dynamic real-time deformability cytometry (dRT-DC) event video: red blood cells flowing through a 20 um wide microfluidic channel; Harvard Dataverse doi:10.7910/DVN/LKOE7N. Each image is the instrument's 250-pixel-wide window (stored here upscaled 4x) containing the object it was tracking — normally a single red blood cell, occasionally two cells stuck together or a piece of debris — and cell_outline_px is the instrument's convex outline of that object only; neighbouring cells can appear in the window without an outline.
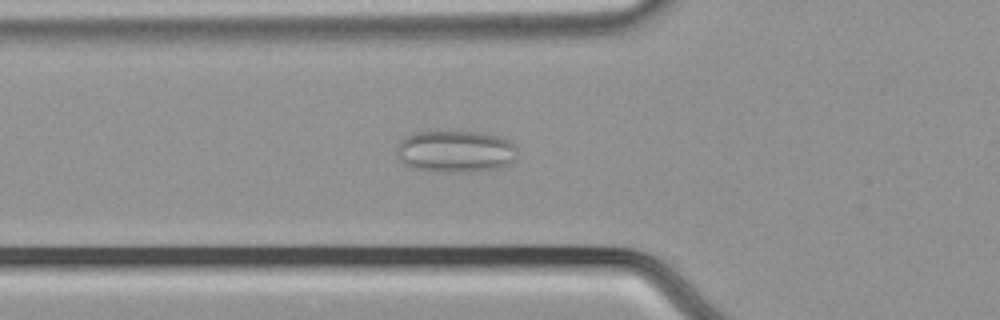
{"species": "common noctule bat (a hibernating species)", "species_latin": "Nyctalus noctula", "temperature_condition": "cold", "stored_images_in_passage": 56, "camera_frame_rate_fps": 3000, "um_per_image_px": 0.085, "animal": {"sex": "male", "body_mass_g": 21.5, "forearm_length_mm": 52.0}, "frame": {"image": 1, "passage_image": 20, "time_ms": 6.333, "image_size_px": [1000, 320], "cell_outline_px": [[516, 160], [504, 168], [468, 172], [436, 172], [412, 168], [404, 164], [396, 156], [396, 144], [400, 140], [412, 132], [480, 132], [500, 136], [508, 140], [516, 148]], "centroid_in_image_um": [38.7, 12.89], "position_along_channel_um": 87.1, "area_um2": 30.11}}
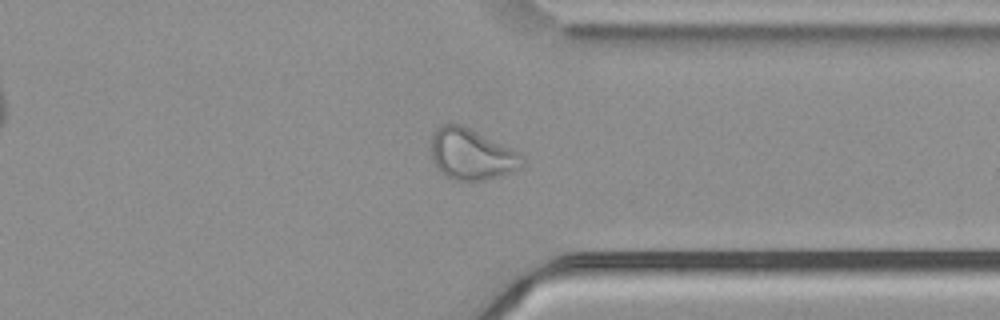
{"frame": {"image": 2, "passage_image": 43, "time_ms": 14.0, "image_size_px": [1000, 320], "cell_outline_px": [[524, 164], [520, 168], [512, 172], [500, 176], [484, 180], [456, 180], [440, 172], [432, 160], [432, 132], [436, 128], [444, 124], [460, 124], [524, 156]], "centroid_in_image_um": [40.06, 13.13], "position_along_channel_um": 371.3, "area_um2": 26.53}}
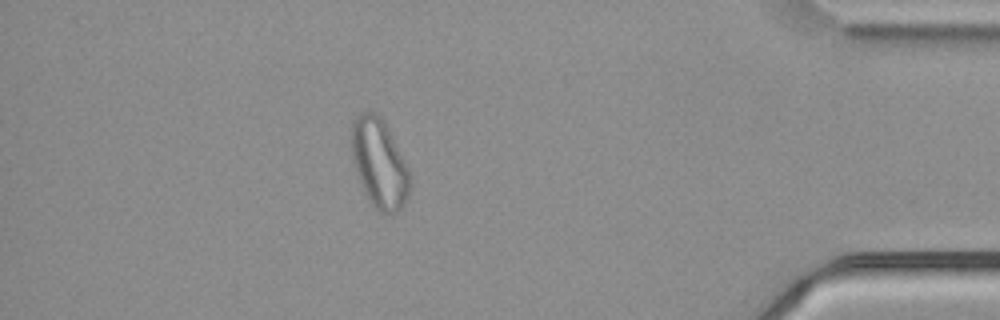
{"frame": {"image": 3, "passage_image": 49, "time_ms": 16.0, "image_size_px": [1000, 320], "cell_outline_px": [[408, 196], [404, 204], [396, 212], [376, 212], [368, 200], [364, 192], [356, 172], [352, 160], [352, 120], [360, 112], [376, 112], [384, 120], [408, 168]], "centroid_in_image_um": [32.2, 13.87], "position_along_channel_um": 403.0, "area_um2": 30.0}, "authors_computed_cell_mechanics": {"area_um2": 29.6803, "velocity_mm_per_s": 3.7253, "shape_relaxation_time_tau1_ms": null, "shape_relaxation_time_tau2_ms": 1.5035, "deformation_change_tau1": null, "deformation_change_tau2": 0.0848}}